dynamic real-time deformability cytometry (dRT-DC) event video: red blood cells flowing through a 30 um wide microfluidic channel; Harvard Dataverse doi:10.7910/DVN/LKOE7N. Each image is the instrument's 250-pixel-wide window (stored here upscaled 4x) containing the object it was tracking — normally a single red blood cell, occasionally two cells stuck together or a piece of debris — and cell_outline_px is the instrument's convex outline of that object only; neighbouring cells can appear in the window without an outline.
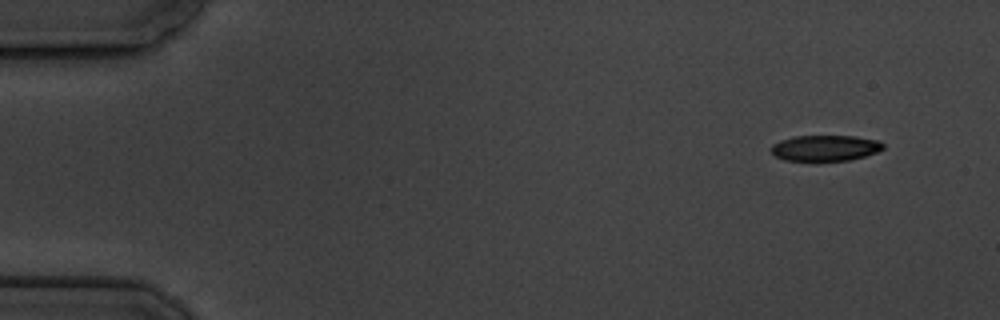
{"species": "common noctule bat (a hibernating species)", "species_latin": "Nyctalus noctula", "temperature_condition": "cold", "stored_images_in_passage": 9, "camera_frame_rate_fps": 3000, "um_per_image_px": 0.085, "animal": {"sex": "male", "body_mass_g": 19.5, "forearm_length_mm": 54.6}, "frame": {"image": 1, "passage_image": 1, "time_ms": 0.0, "image_size_px": [1000, 320], "cell_outline_px": [[884, 148], [876, 152], [864, 156], [848, 160], [784, 160], [776, 156], [772, 152], [772, 144], [780, 140], [792, 136], [856, 136], [880, 140], [884, 144]], "centroid_in_image_um": [70.16, 12.56], "position_along_channel_um": 14.8, "area_um2": 16.76}}
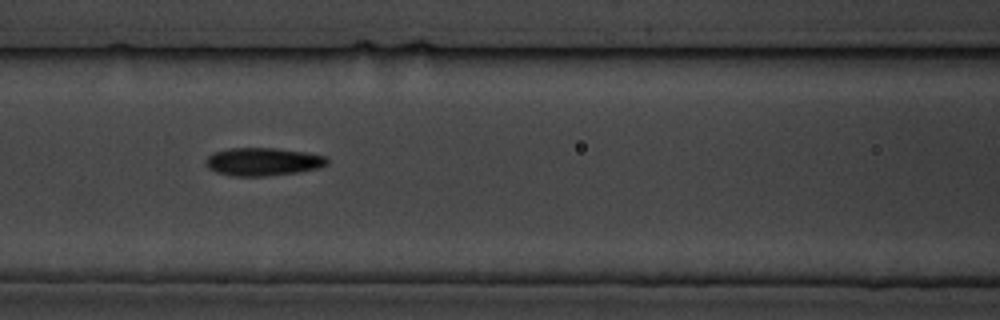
{"frame": {"image": 2, "passage_image": 7, "time_ms": 7.0, "image_size_px": [1000, 320], "cell_outline_px": [[328, 164], [320, 168], [300, 172], [264, 176], [232, 176], [216, 172], [208, 168], [204, 160], [212, 152], [228, 148], [280, 148], [328, 156]], "centroid_in_image_um": [22.36, 13.74], "position_along_channel_um": 144.2, "area_um2": 20.11}}
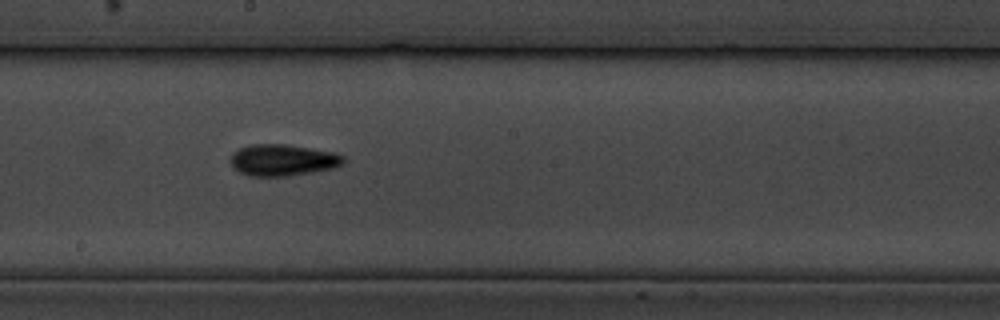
{"frame": {"image": 3, "passage_image": 9, "time_ms": 9.333, "image_size_px": [1000, 320], "cell_outline_px": [[344, 160], [340, 164], [332, 168], [288, 176], [248, 176], [232, 168], [228, 160], [228, 156], [232, 152], [240, 148], [252, 144], [288, 144], [336, 152], [344, 156]], "centroid_in_image_um": [23.96, 13.59], "position_along_channel_um": 224.2, "area_um2": 20.98}}